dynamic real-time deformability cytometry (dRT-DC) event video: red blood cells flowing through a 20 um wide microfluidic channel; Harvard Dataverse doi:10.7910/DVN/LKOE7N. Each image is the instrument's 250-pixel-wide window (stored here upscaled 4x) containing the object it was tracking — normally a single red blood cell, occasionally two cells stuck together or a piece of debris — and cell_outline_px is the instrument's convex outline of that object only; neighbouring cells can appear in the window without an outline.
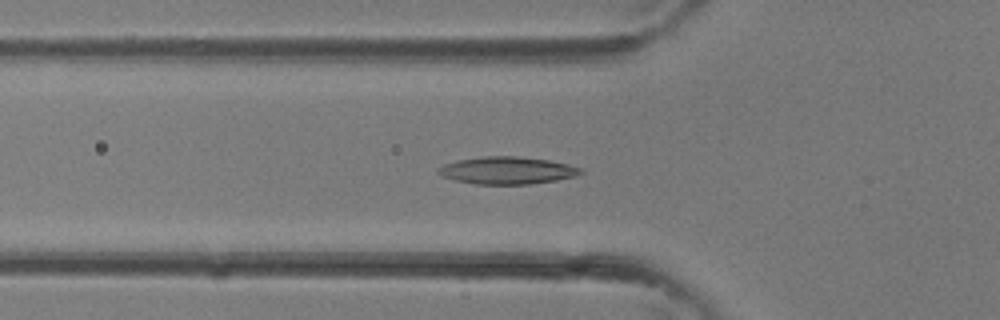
{"species": "common noctule bat (a hibernating species)", "species_latin": "Nyctalus noctula", "temperature_condition": "room temperature", "stored_images_in_passage": 29, "camera_frame_rate_fps": 3000, "um_per_image_px": 0.085, "animal": {"sex": "female"}, "frame": {"image": 1, "passage_image": 4, "time_ms": 1.0, "image_size_px": [1000, 320], "cell_outline_px": [[584, 172], [576, 176], [556, 180], [528, 184], [476, 184], [456, 180], [444, 176], [436, 172], [444, 164], [456, 160], [484, 156], [516, 156], [548, 160], [568, 164], [584, 168]], "centroid_in_image_um": [43.15, 14.48], "position_along_channel_um": 82.6, "area_um2": 22.6}}
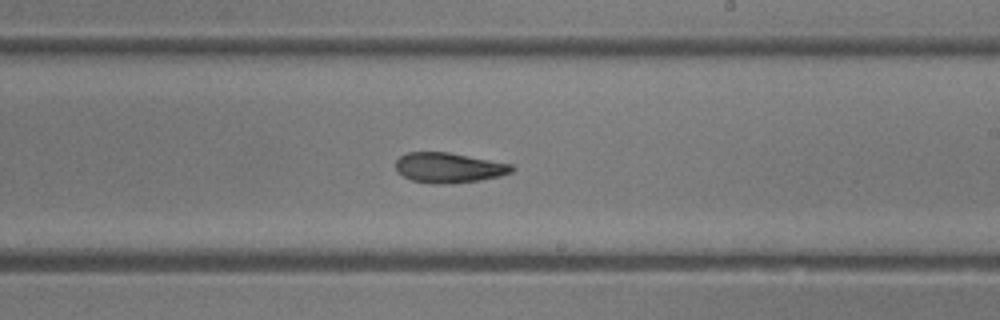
{"frame": {"image": 2, "passage_image": 13, "time_ms": 4.0, "image_size_px": [1000, 320], "cell_outline_px": [[516, 168], [512, 172], [500, 176], [480, 180], [452, 184], [432, 184], [412, 180], [396, 172], [396, 160], [400, 156], [408, 152], [448, 152], [512, 164]], "centroid_in_image_um": [38.15, 14.26], "position_along_channel_um": 250.8, "area_um2": 20.52}}
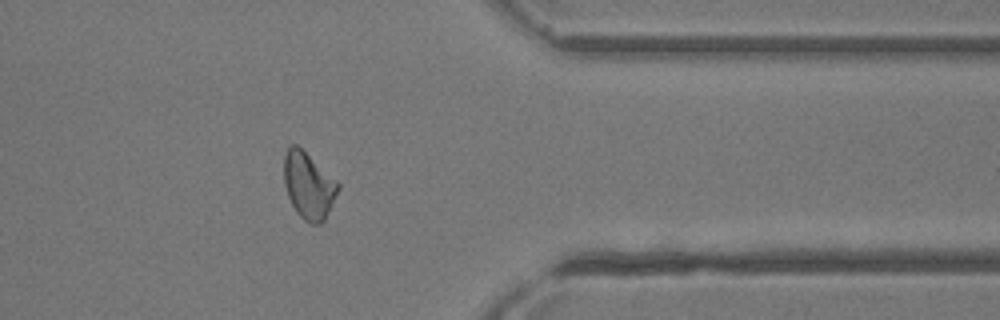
{"frame": {"image": 3, "passage_image": 21, "time_ms": 6.667, "image_size_px": [1000, 320], "cell_outline_px": [[340, 188], [324, 220], [320, 224], [312, 224], [304, 220], [296, 212], [288, 196], [284, 184], [284, 156], [288, 148], [292, 144], [296, 144], [336, 180], [340, 184]], "centroid_in_image_um": [26.22, 15.78], "position_along_channel_um": 385.2, "area_um2": 20.69}}